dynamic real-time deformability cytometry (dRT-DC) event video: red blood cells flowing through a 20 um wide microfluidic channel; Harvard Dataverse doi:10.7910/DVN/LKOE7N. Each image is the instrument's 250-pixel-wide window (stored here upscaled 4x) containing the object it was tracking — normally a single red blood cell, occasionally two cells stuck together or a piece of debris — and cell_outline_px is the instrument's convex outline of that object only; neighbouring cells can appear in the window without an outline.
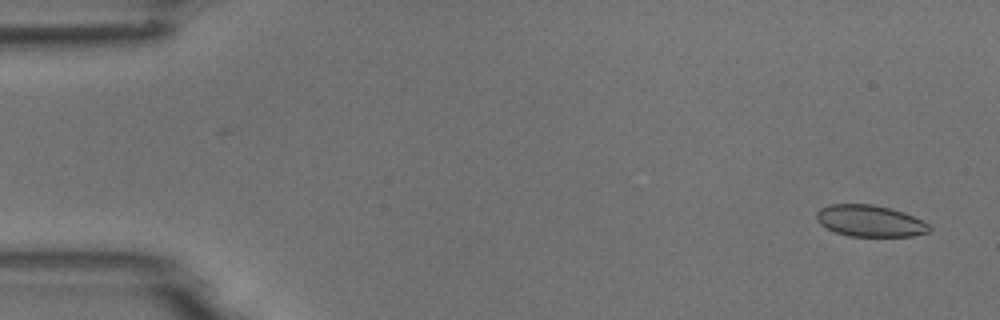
{"species": "common noctule bat (a hibernating species)", "species_latin": "Nyctalus noctula", "temperature_condition": "room temperature", "stored_images_in_passage": 6, "camera_frame_rate_fps": 3000, "um_per_image_px": 0.085, "animal": {"sex": "male", "body_mass_g": 18.8}, "frame": {"image": 1, "passage_image": 1, "time_ms": 0.0, "image_size_px": [1000, 320], "cell_outline_px": [[932, 228], [928, 232], [912, 236], [848, 236], [836, 232], [820, 224], [816, 220], [816, 212], [820, 208], [832, 204], [872, 204], [892, 208], [904, 212], [928, 224]], "centroid_in_image_um": [73.93, 18.77], "position_along_channel_um": 11.1, "area_um2": 20.69}}
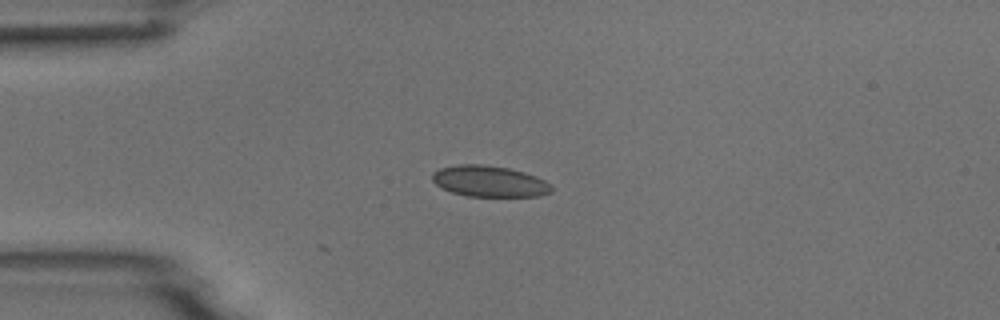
{"frame": {"image": 2, "passage_image": 4, "time_ms": 3.667, "image_size_px": [1000, 320], "cell_outline_px": [[552, 192], [540, 196], [468, 196], [452, 192], [436, 184], [432, 180], [432, 172], [440, 168], [456, 164], [480, 164], [508, 168], [524, 172], [536, 176], [552, 184]], "centroid_in_image_um": [41.61, 15.4], "position_along_channel_um": 43.4, "area_um2": 21.62}}